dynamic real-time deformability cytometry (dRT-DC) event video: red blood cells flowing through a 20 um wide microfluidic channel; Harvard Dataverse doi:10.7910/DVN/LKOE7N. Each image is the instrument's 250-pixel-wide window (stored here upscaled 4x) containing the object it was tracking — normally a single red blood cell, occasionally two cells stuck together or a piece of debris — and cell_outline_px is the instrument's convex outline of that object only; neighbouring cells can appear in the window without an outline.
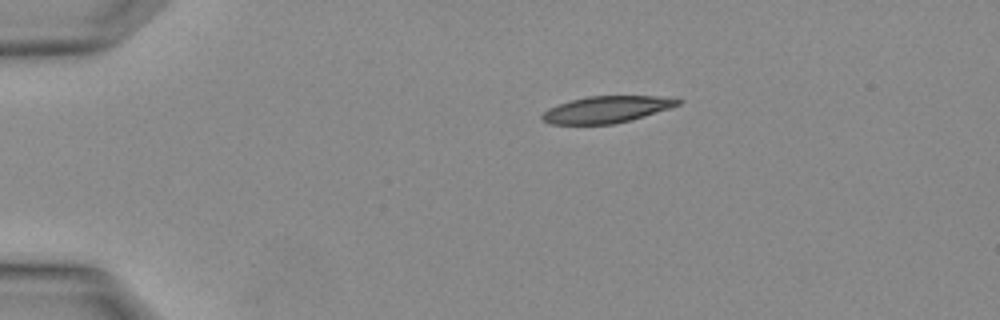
{"species": "Egyptian fruit bat (a non-hibernating species)", "species_latin": "Rousettus aegyptiacus", "temperature_condition": "warm", "stored_images_in_passage": 2, "camera_frame_rate_fps": 3000, "um_per_image_px": 0.085, "animal": {"sex": "female"}, "frame": {"image": 1, "passage_image": 2, "time_ms": 0.333, "image_size_px": [1000, 320], "cell_outline_px": [[684, 100], [680, 104], [632, 120], [612, 124], [548, 124], [540, 120], [540, 116], [548, 108], [572, 100], [588, 96], [676, 96]], "centroid_in_image_um": [51.59, 9.3], "position_along_channel_um": 33.4, "area_um2": 21.27}}